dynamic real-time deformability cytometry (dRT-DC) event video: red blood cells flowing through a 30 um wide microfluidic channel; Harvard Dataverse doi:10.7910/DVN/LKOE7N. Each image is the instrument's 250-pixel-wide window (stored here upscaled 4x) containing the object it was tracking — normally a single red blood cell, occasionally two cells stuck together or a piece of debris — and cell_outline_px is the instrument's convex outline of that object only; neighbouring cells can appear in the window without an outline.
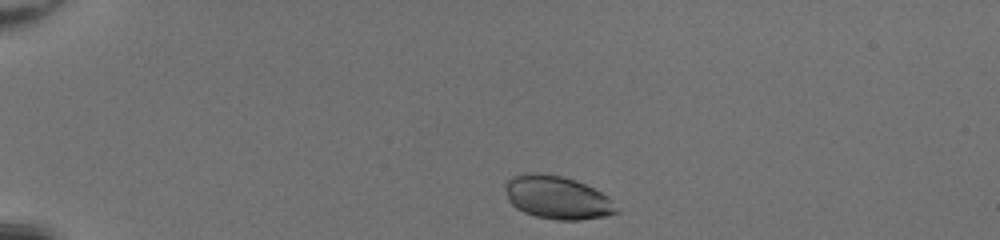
{"species": "common noctule bat (a hibernating species)", "species_latin": "Nyctalus noctula", "temperature_condition": "room temperature", "stored_images_in_passage": 39, "camera_frame_rate_fps": 3000, "um_per_image_px": 0.085, "animal": {"sex": "female", "body_mass_g": 20.0, "forearm_length_mm": 54.0}, "frame": {"image": 1, "passage_image": 1, "time_ms": 0.0, "image_size_px": [1000, 240], "cell_outline_px": [[620, 212], [604, 216], [580, 220], [556, 220], [536, 216], [524, 212], [516, 208], [508, 200], [504, 188], [504, 184], [512, 176], [528, 172], [536, 172], [564, 176], [576, 180], [608, 196], [620, 208]], "centroid_in_image_um": [47.36, 16.78], "position_along_channel_um": 37.6, "area_um2": 28.21}}
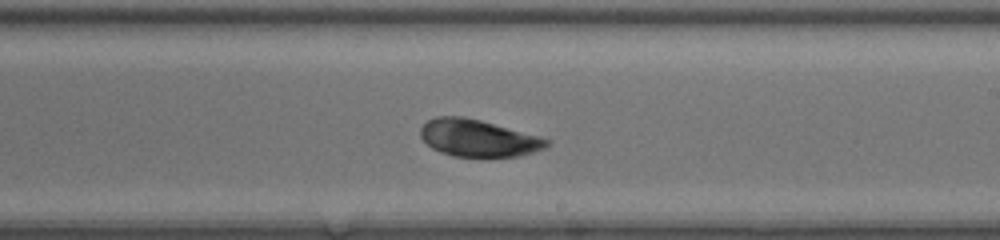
{"frame": {"image": 2, "passage_image": 21, "time_ms": 6.667, "image_size_px": [1000, 240], "cell_outline_px": [[552, 144], [544, 148], [520, 156], [452, 156], [440, 152], [432, 148], [420, 136], [420, 128], [428, 120], [436, 116], [464, 116], [480, 120], [540, 136], [552, 140]], "centroid_in_image_um": [40.66, 11.73], "position_along_channel_um": 248.3, "area_um2": 27.22}}
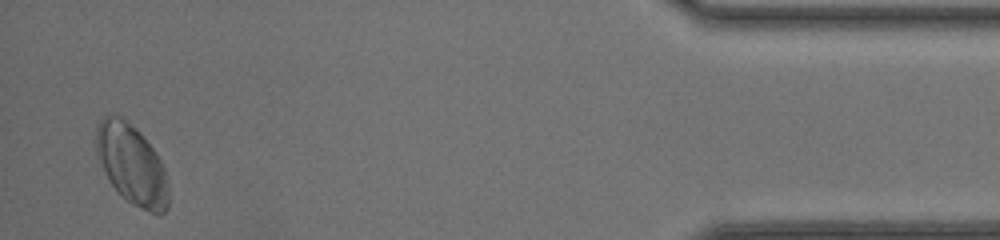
{"frame": {"image": 3, "passage_image": 38, "time_ms": 12.333, "image_size_px": [1000, 240], "cell_outline_px": [[168, 208], [160, 216], [140, 208], [132, 204], [120, 196], [112, 184], [96, 152], [96, 124], [104, 116], [112, 112], [120, 116], [136, 128], [140, 132], [156, 152], [164, 168], [168, 188]], "centroid_in_image_um": [11.2, 13.97], "position_along_channel_um": 424.0, "area_um2": 33.76}, "authors_computed_cell_mechanics": {"area_um2": 27.9174, "velocity_mm_per_s": 4.2248, "shape_relaxation_time_tau1_ms": 0.3444, "shape_relaxation_time_tau2_ms": 3.9962, "deformation_change_tau1": 0.0253, "deformation_change_tau2": 0.0691}}